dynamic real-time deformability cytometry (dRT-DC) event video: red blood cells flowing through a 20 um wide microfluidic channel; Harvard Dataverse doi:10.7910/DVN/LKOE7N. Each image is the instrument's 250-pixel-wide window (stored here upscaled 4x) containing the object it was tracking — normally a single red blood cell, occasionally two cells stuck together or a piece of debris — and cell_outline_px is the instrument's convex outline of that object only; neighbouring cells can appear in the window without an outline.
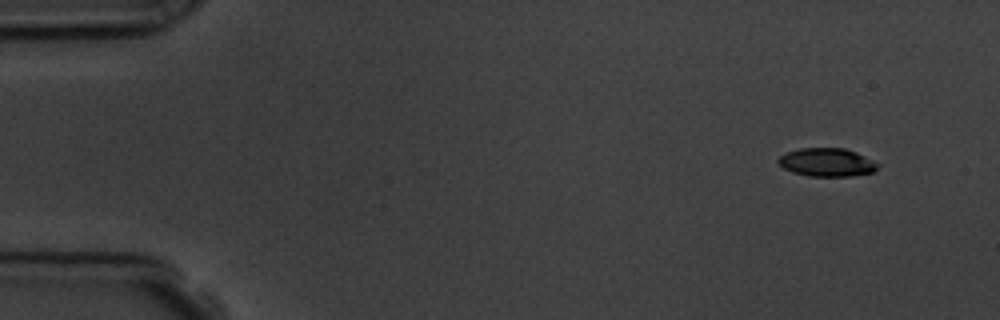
{"species": "common noctule bat (a hibernating species)", "species_latin": "Nyctalus noctula", "temperature_condition": "room temperature", "stored_images_in_passage": 10, "camera_frame_rate_fps": 3000, "um_per_image_px": 0.085, "animal": {"sex": "male", "body_mass_g": 19.5, "forearm_length_mm": 54.6}, "frame": {"image": 1, "passage_image": 1, "time_ms": 0.0, "image_size_px": [1000, 320], "cell_outline_px": [[880, 164], [872, 172], [852, 176], [808, 176], [792, 172], [784, 168], [776, 160], [780, 156], [788, 152], [800, 148], [844, 148], [856, 152]], "centroid_in_image_um": [70.28, 13.8], "position_along_channel_um": 14.7, "area_um2": 16.3}}
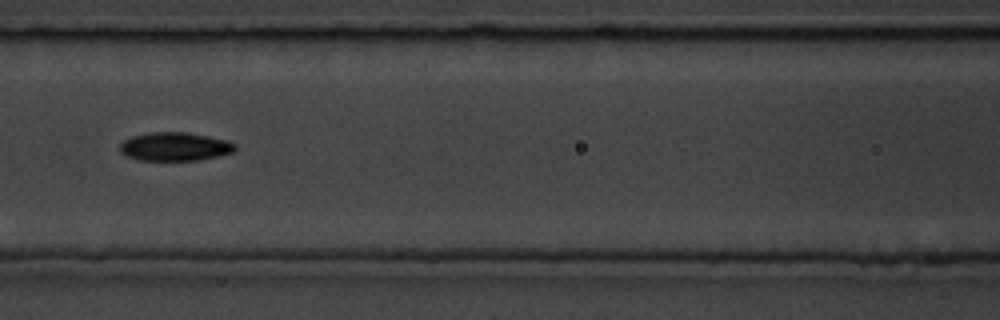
{"frame": {"image": 2, "passage_image": 7, "time_ms": 6.667, "image_size_px": [1000, 320], "cell_outline_px": [[236, 148], [232, 152], [200, 160], [140, 160], [128, 156], [120, 152], [120, 144], [124, 140], [132, 136], [152, 132], [188, 132], [232, 140], [236, 144]], "centroid_in_image_um": [14.91, 12.45], "position_along_channel_um": 151.7, "area_um2": 19.25}}
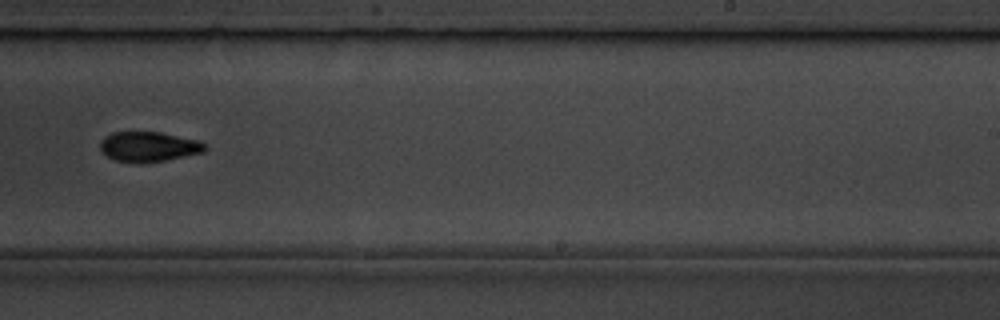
{"frame": {"image": 3, "passage_image": 10, "time_ms": 10.0, "image_size_px": [1000, 320], "cell_outline_px": [[208, 148], [204, 152], [164, 160], [116, 160], [108, 156], [100, 148], [100, 140], [104, 136], [112, 132], [160, 132], [200, 140]], "centroid_in_image_um": [12.67, 12.41], "position_along_channel_um": 276.3, "area_um2": 17.69}}